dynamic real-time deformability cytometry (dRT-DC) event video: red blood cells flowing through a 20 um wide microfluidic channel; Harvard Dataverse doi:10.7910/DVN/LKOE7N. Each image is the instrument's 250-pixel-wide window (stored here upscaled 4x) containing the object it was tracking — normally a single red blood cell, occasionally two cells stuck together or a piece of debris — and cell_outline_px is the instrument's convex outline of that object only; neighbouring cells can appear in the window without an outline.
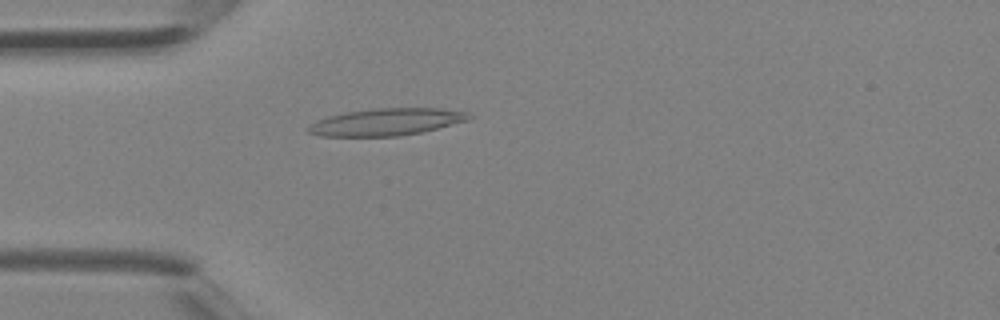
{"species": "Egyptian fruit bat (a non-hibernating species)", "species_latin": "Rousettus aegyptiacus", "temperature_condition": "room temperature", "stored_images_in_passage": 1, "camera_frame_rate_fps": 3000, "um_per_image_px": 0.085, "animal": {"sex": "female"}, "frame": {"image": 1, "passage_image": 1, "time_ms": 0.0, "image_size_px": [1000, 320], "cell_outline_px": [[472, 116], [468, 120], [420, 132], [400, 136], [320, 136], [308, 132], [308, 124], [316, 120], [328, 116], [348, 112], [376, 108], [440, 108], [468, 112]], "centroid_in_image_um": [32.82, 10.36], "position_along_channel_um": 52.2, "area_um2": 25.2}}